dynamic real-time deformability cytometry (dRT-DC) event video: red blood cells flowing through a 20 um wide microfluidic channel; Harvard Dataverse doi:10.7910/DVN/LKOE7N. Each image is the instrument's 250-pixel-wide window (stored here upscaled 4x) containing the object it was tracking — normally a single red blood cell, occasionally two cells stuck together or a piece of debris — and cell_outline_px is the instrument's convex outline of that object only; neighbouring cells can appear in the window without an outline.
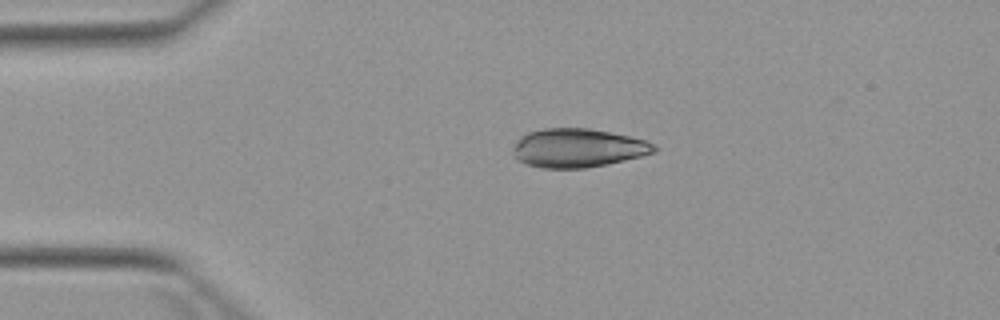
{"species": "Egyptian fruit bat (a non-hibernating species)", "species_latin": "Rousettus aegyptiacus", "temperature_condition": "warm", "stored_images_in_passage": 9, "camera_frame_rate_fps": 3000, "um_per_image_px": 0.085, "animal": {"sex": "female"}, "frame": {"image": 1, "passage_image": 1, "time_ms": 0.0, "image_size_px": [1000, 320], "cell_outline_px": [[660, 148], [656, 152], [608, 164], [584, 168], [540, 168], [528, 164], [520, 160], [512, 152], [512, 148], [520, 136], [528, 132], [544, 128], [588, 128], [628, 136], [644, 140], [656, 144]], "centroid_in_image_um": [49.13, 12.58], "position_along_channel_um": 35.9, "area_um2": 31.79}}